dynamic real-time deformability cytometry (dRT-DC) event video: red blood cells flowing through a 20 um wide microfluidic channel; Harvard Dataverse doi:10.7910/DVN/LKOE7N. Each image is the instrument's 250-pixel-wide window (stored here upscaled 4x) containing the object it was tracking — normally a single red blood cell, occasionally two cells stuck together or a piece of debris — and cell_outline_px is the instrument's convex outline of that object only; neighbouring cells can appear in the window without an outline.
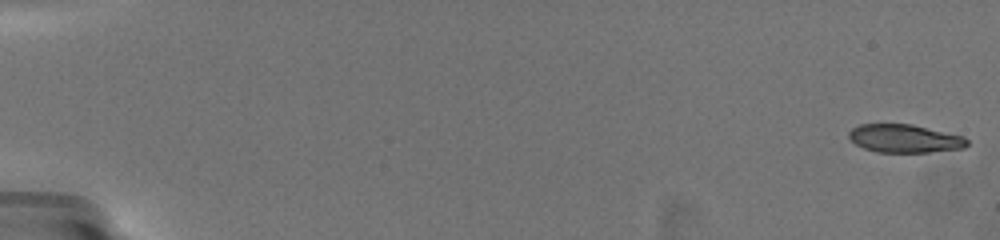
{"species": "common noctule bat (a hibernating species)", "species_latin": "Nyctalus noctula", "temperature_condition": "warm", "stored_images_in_passage": 58, "camera_frame_rate_fps": 3000, "um_per_image_px": 0.085, "animal": {"sex": "female", "body_mass_g": 19.5, "forearm_length_mm": 54.1}, "frame": {"image": 1, "passage_image": 1, "time_ms": 0.0, "image_size_px": [1000, 240], "cell_outline_px": [[968, 144], [964, 148], [928, 152], [876, 152], [864, 148], [856, 144], [848, 136], [848, 132], [852, 128], [860, 124], [912, 124], [964, 136], [968, 140]], "centroid_in_image_um": [76.9, 11.77], "position_along_channel_um": 8.1, "area_um2": 19.42}}
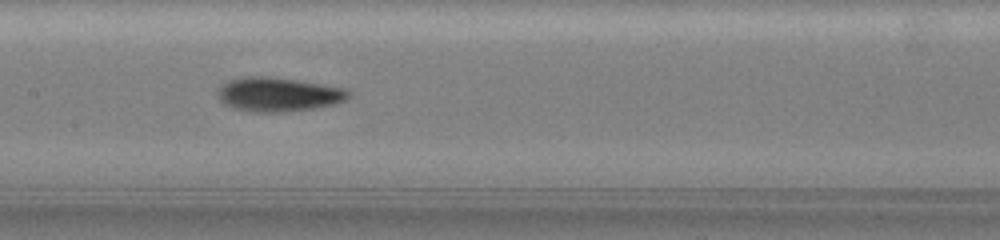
{"frame": {"image": 2, "passage_image": 33, "time_ms": 10.333, "image_size_px": [1000, 240], "cell_outline_px": [[352, 92], [344, 100], [332, 104], [312, 108], [284, 112], [256, 112], [232, 108], [224, 104], [220, 100], [220, 88], [228, 80], [248, 76], [264, 76], [296, 80], [324, 84], [344, 88]], "centroid_in_image_um": [23.66, 8.02], "position_along_channel_um": 183.7, "area_um2": 25.61}}
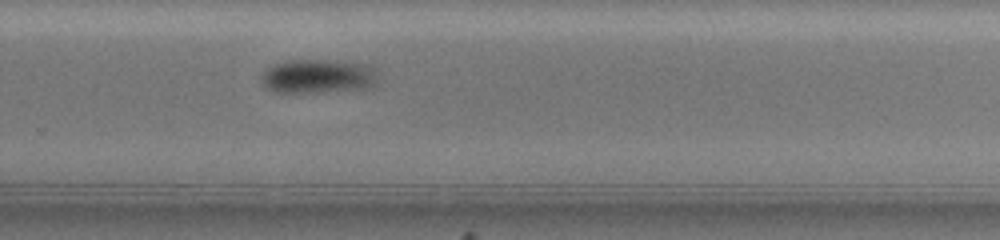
{"frame": {"image": 3, "passage_image": 44, "time_ms": 13.333, "image_size_px": [1000, 240], "cell_outline_px": [[376, 84], [368, 88], [320, 92], [276, 92], [268, 88], [264, 84], [264, 72], [268, 68], [276, 64], [292, 60], [328, 60], [372, 64], [376, 68]], "centroid_in_image_um": [27.14, 6.47], "position_along_channel_um": 302.7, "area_um2": 22.89}, "authors_computed_cell_mechanics": {"area_um2": 22.6576, "velocity_mm_per_s": 3.5768, "shape_relaxation_time_tau1_ms": 1.5626, "shape_relaxation_time_tau2_ms": null, "deformation_change_tau1": 0.113, "deformation_change_tau2": null}}